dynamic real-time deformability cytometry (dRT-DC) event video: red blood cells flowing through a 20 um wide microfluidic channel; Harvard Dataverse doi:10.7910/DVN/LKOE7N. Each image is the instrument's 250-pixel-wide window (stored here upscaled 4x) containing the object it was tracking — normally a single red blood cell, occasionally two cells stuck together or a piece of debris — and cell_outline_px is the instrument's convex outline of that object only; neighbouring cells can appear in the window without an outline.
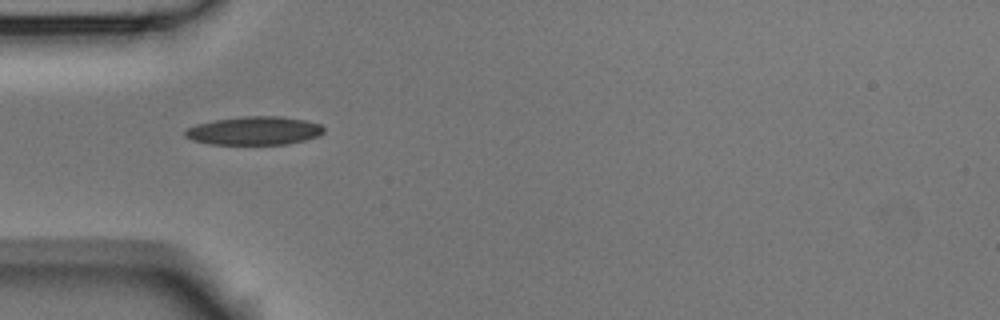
{"species": "Egyptian fruit bat (a non-hibernating species)", "species_latin": "Rousettus aegyptiacus", "temperature_condition": "room temperature", "stored_images_in_passage": 5, "camera_frame_rate_fps": 3000, "um_per_image_px": 0.085, "animal": {"sex": "male"}, "frame": {"image": 1, "passage_image": 1, "time_ms": 0.0, "image_size_px": [1000, 320], "cell_outline_px": [[324, 132], [320, 136], [288, 144], [212, 144], [192, 140], [184, 136], [184, 132], [188, 128], [196, 124], [216, 120], [240, 116], [280, 116], [308, 120], [320, 124], [324, 128]], "centroid_in_image_um": [21.65, 11.1], "position_along_channel_um": 63.4, "area_um2": 23.06}}
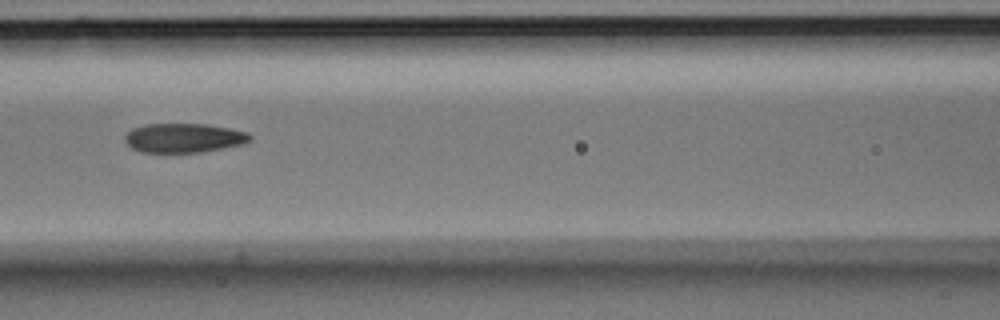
{"frame": {"image": 2, "passage_image": 3, "time_ms": 0.667, "image_size_px": [1000, 320], "cell_outline_px": [[252, 140], [244, 144], [224, 148], [200, 152], [140, 152], [132, 148], [124, 140], [124, 136], [132, 128], [144, 124], [208, 124], [248, 132], [252, 136]], "centroid_in_image_um": [15.64, 11.72], "position_along_channel_um": 151.0, "area_um2": 21.44}}
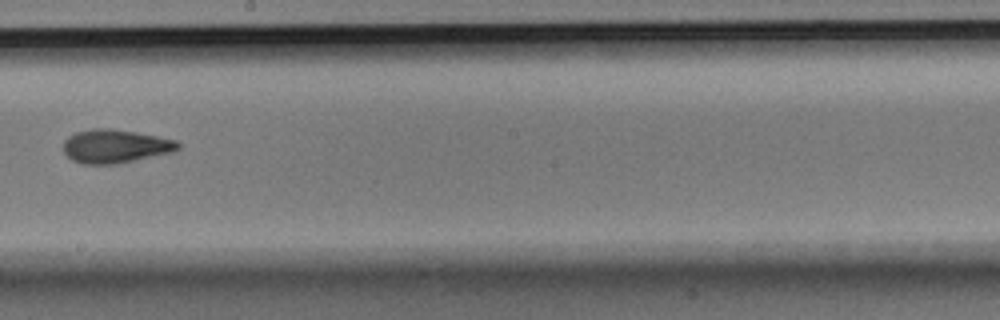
{"frame": {"image": 3, "passage_image": 5, "time_ms": 1.333, "image_size_px": [1000, 320], "cell_outline_px": [[180, 148], [172, 152], [116, 164], [84, 164], [72, 160], [64, 152], [64, 140], [68, 136], [76, 132], [92, 128], [112, 128], [136, 132], [176, 140], [180, 144]], "centroid_in_image_um": [9.78, 12.42], "position_along_channel_um": 238.4, "area_um2": 22.37}}